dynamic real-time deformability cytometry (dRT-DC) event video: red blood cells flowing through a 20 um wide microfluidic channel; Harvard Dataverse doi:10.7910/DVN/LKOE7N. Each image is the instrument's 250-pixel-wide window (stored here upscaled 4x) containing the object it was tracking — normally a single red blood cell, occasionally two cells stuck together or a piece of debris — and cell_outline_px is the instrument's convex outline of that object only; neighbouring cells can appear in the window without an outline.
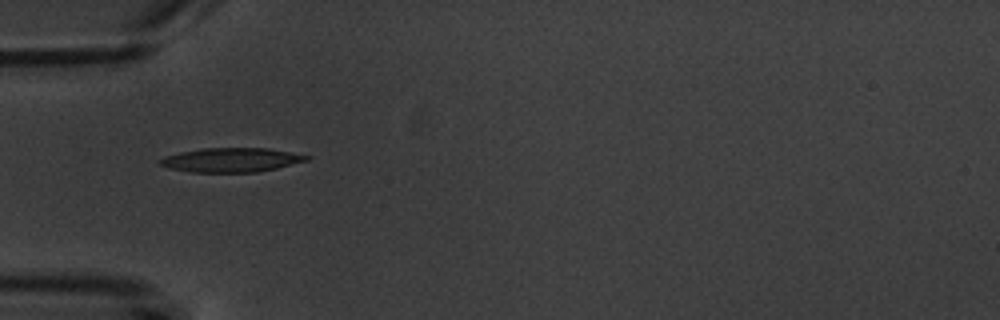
{"species": "common noctule bat (a hibernating species)", "species_latin": "Nyctalus noctula", "temperature_condition": "warm", "stored_images_in_passage": 5, "camera_frame_rate_fps": 3000, "um_per_image_px": 0.085, "animal": {"sex": "male", "body_mass_g": 20.1, "forearm_length_mm": 53.5}, "frame": {"image": 1, "passage_image": 1, "time_ms": 0.0, "image_size_px": [1000, 320], "cell_outline_px": [[312, 156], [308, 160], [276, 168], [256, 172], [192, 172], [168, 168], [160, 164], [156, 160], [180, 152], [204, 148], [268, 148], [292, 152]], "centroid_in_image_um": [19.67, 13.59], "position_along_channel_um": 65.3, "area_um2": 20.58}}
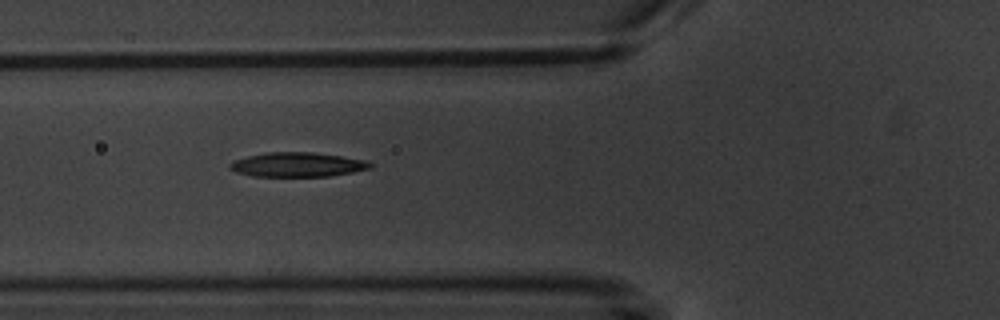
{"frame": {"image": 2, "passage_image": 2, "time_ms": 1.0, "image_size_px": [1000, 320], "cell_outline_px": [[372, 168], [352, 172], [328, 176], [252, 176], [236, 172], [228, 164], [236, 160], [248, 156], [264, 152], [312, 152], [340, 156], [364, 160], [372, 164]], "centroid_in_image_um": [25.28, 13.99], "position_along_channel_um": 100.5, "area_um2": 19.71}}
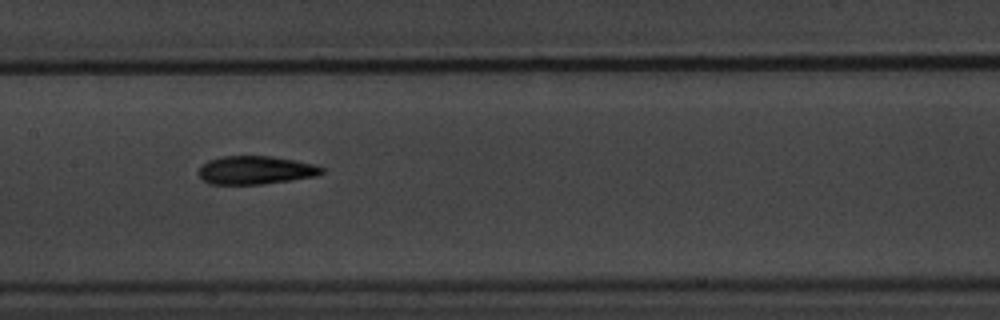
{"frame": {"image": 3, "passage_image": 4, "time_ms": 3.333, "image_size_px": [1000, 320], "cell_outline_px": [[324, 172], [316, 176], [292, 180], [264, 184], [208, 184], [200, 176], [200, 168], [208, 160], [224, 156], [272, 156], [296, 160], [316, 164], [324, 168]], "centroid_in_image_um": [21.78, 14.46], "position_along_channel_um": 185.6, "area_um2": 20.35}}